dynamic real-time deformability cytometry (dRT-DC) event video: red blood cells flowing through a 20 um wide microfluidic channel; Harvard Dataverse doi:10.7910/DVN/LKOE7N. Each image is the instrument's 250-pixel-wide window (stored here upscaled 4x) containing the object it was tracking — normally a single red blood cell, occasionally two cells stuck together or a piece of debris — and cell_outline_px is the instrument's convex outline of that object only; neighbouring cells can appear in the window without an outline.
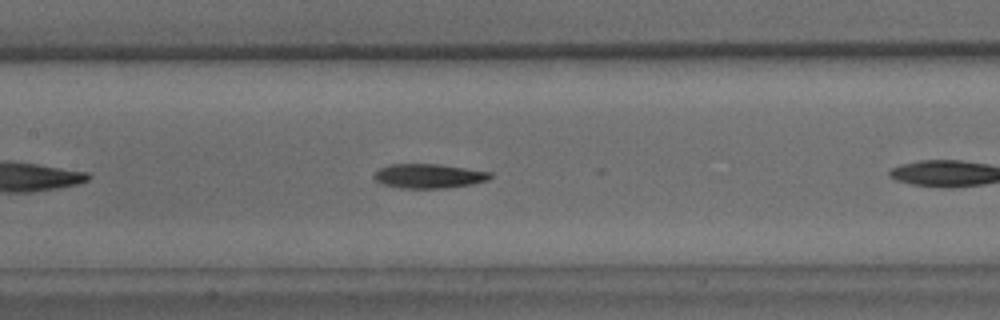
{"species": "common noctule bat (a hibernating species)", "species_latin": "Nyctalus noctula", "temperature_condition": "warm", "stored_images_in_passage": 15, "camera_frame_rate_fps": 3000, "um_per_image_px": 0.085, "animal": {"sex": "male", "body_mass_g": 15.6}, "frame": {"image": 1, "passage_image": 11, "time_ms": 3.333, "image_size_px": [1000, 320], "cell_outline_px": [[492, 176], [488, 180], [472, 184], [444, 188], [400, 188], [384, 184], [376, 180], [372, 176], [380, 168], [388, 164], [436, 164], [492, 172]], "centroid_in_image_um": [36.44, 14.96], "position_along_channel_um": 171.0, "area_um2": 16.36}}